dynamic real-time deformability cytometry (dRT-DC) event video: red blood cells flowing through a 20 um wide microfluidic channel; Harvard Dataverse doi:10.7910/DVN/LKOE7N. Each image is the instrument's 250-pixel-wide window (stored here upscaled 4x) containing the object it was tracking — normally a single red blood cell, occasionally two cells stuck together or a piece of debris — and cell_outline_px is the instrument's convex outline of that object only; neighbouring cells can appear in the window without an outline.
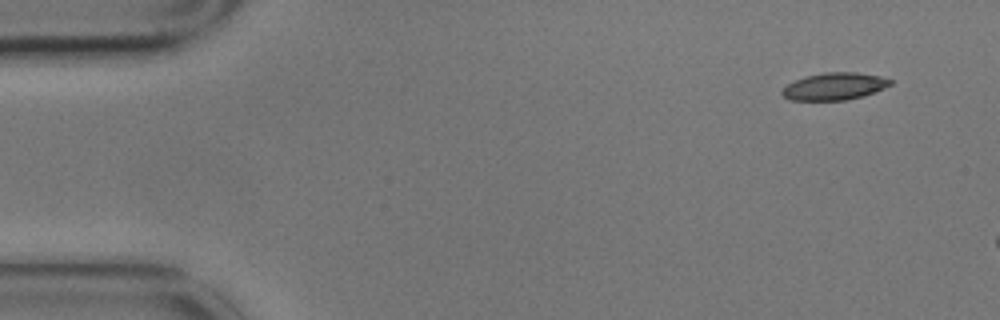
{"species": "common noctule bat (a hibernating species)", "species_latin": "Nyctalus noctula", "temperature_condition": "cold", "stored_images_in_passage": 3, "camera_frame_rate_fps": 3000, "um_per_image_px": 0.085, "animal": {"sex": "male", "body_mass_g": 17.9}, "frame": {"image": 1, "passage_image": 1, "time_ms": 0.0, "image_size_px": [1000, 320], "cell_outline_px": [[892, 84], [884, 88], [864, 96], [844, 100], [792, 100], [784, 96], [780, 92], [788, 84], [804, 76], [824, 72], [856, 72], [880, 76], [892, 80]], "centroid_in_image_um": [70.94, 7.33], "position_along_channel_um": 14.1, "area_um2": 17.11}}